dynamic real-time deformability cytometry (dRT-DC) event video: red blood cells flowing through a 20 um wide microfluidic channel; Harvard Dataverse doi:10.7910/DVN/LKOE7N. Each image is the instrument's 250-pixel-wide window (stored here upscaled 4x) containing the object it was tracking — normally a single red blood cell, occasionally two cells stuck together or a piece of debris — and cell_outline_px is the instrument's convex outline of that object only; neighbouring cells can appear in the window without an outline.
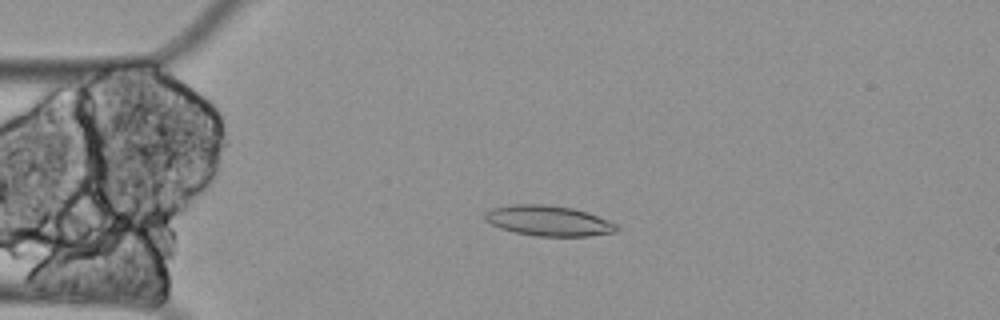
{"species": "Egyptian fruit bat (a non-hibernating species)", "species_latin": "Rousettus aegyptiacus", "temperature_condition": "cold", "stored_images_in_passage": 60, "camera_frame_rate_fps": 3000, "um_per_image_px": 0.085, "animal": {"sex": "female"}, "frame": {"image": 1, "passage_image": 14, "time_ms": 4.333, "image_size_px": [1000, 320], "cell_outline_px": [[620, 228], [616, 232], [588, 236], [536, 236], [516, 232], [500, 228], [484, 220], [484, 212], [492, 208], [512, 204], [544, 204], [572, 208], [588, 212], [608, 220], [616, 224]], "centroid_in_image_um": [46.62, 18.76], "position_along_channel_um": 38.4, "area_um2": 23.35}}
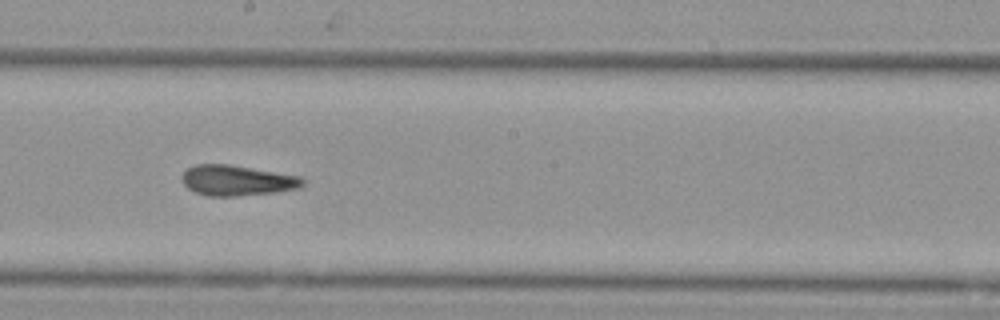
{"frame": {"image": 2, "passage_image": 33, "time_ms": 10.667, "image_size_px": [1000, 320], "cell_outline_px": [[304, 184], [300, 188], [272, 192], [236, 196], [208, 196], [196, 192], [188, 188], [180, 180], [180, 176], [188, 168], [196, 164], [228, 164], [304, 176]], "centroid_in_image_um": [20.16, 15.33], "position_along_channel_um": 228.0, "area_um2": 21.56}}
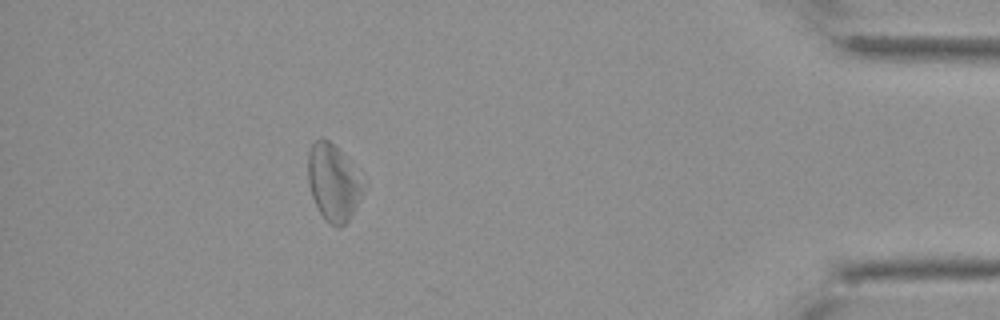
{"frame": {"image": 3, "passage_image": 54, "time_ms": 17.667, "image_size_px": [1000, 320], "cell_outline_px": [[360, 188], [356, 208], [352, 216], [340, 228], [336, 228], [328, 224], [324, 220], [312, 196], [308, 184], [308, 152], [312, 144], [320, 136], [328, 140], [340, 152]], "centroid_in_image_um": [28.19, 15.58], "position_along_channel_um": 407.0, "area_um2": 23.12}, "authors_computed_cell_mechanics": {"area_um2": 22.7732, "velocity_mm_per_s": 3.273, "shape_relaxation_time_tau1_ms": null, "shape_relaxation_time_tau2_ms": 3.8703, "deformation_change_tau1": null, "deformation_change_tau2": 0.1365}}